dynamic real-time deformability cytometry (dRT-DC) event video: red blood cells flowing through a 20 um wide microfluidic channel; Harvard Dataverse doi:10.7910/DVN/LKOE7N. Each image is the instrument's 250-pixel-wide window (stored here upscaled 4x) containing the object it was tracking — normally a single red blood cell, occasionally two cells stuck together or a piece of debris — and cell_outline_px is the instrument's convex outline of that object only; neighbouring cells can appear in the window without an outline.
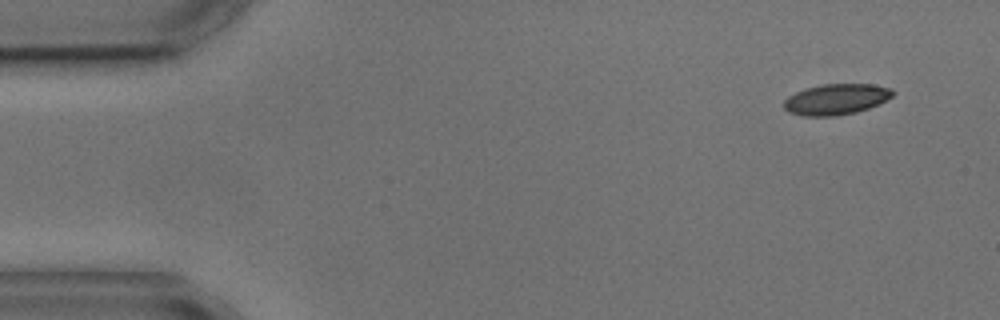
{"species": "common noctule bat (a hibernating species)", "species_latin": "Nyctalus noctula", "temperature_condition": "cold", "stored_images_in_passage": 4, "camera_frame_rate_fps": 3000, "um_per_image_px": 0.085, "animal": {"sex": "male", "body_mass_g": 17.9, "forearm_length_mm": 54.2}, "frame": {"image": 1, "passage_image": 1, "time_ms": 0.0, "image_size_px": [1000, 320], "cell_outline_px": [[896, 92], [892, 96], [880, 104], [856, 112], [836, 116], [804, 116], [788, 112], [784, 108], [784, 100], [788, 96], [804, 88], [824, 84], [872, 84], [892, 88]], "centroid_in_image_um": [71.08, 8.44], "position_along_channel_um": 13.9, "area_um2": 19.71}}